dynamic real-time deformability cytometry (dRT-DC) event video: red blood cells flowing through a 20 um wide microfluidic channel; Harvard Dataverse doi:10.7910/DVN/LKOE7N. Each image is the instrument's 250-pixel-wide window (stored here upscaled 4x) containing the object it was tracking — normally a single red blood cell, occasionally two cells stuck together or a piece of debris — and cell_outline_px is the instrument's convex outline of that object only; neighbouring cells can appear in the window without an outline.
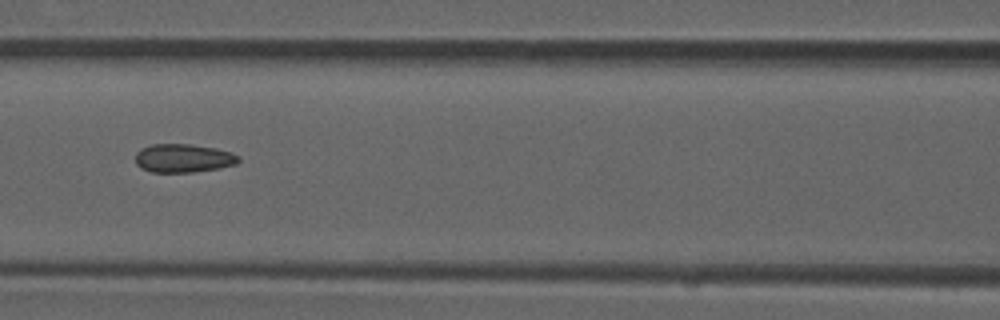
{"species": "common noctule bat (a hibernating species)", "species_latin": "Nyctalus noctula", "temperature_condition": "room temperature", "stored_images_in_passage": 6, "camera_frame_rate_fps": 3000, "um_per_image_px": 0.085, "animal": {"sex": "male", "forearm_length_mm": 52.5}, "frame": {"image": 1, "passage_image": 5, "time_ms": 1.333, "image_size_px": [1000, 320], "cell_outline_px": [[240, 160], [236, 164], [216, 168], [192, 172], [152, 172], [140, 168], [136, 164], [136, 152], [140, 148], [152, 144], [192, 144], [216, 148], [232, 152], [240, 156]], "centroid_in_image_um": [15.57, 13.43], "position_along_channel_um": 151.0, "area_um2": 17.22}}
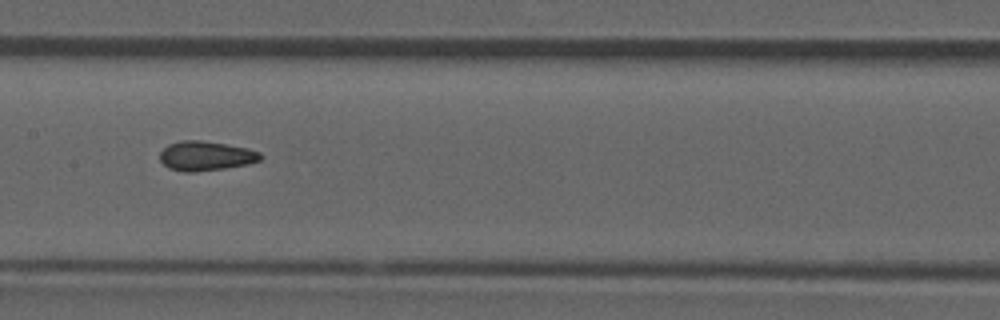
{"frame": {"image": 2, "passage_image": 6, "time_ms": 1.667, "image_size_px": [1000, 320], "cell_outline_px": [[264, 156], [260, 160], [248, 164], [224, 168], [192, 172], [184, 172], [168, 168], [160, 160], [160, 152], [168, 144], [180, 140], [200, 140], [248, 148], [260, 152]], "centroid_in_image_um": [17.49, 13.25], "position_along_channel_um": 189.9, "area_um2": 17.28}}